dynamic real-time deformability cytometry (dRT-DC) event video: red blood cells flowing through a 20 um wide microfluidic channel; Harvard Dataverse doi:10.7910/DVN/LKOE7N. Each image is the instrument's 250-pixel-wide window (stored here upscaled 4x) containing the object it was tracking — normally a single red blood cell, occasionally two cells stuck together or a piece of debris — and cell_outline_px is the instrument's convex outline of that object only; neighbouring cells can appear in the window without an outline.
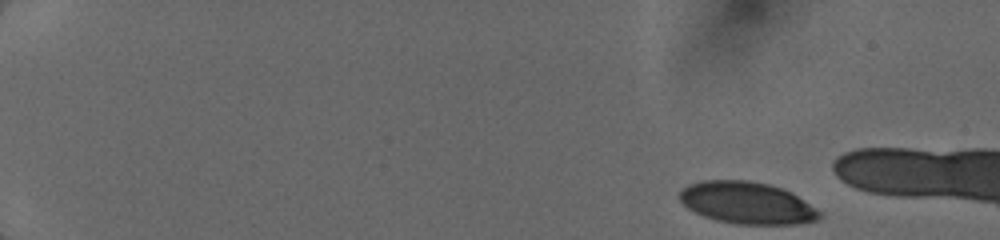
{"species": "human", "species_latin": "Homo sapiens", "temperature_condition": "cold", "stored_images_in_passage": 10, "camera_frame_rate_fps": 3000, "um_per_image_px": 0.085, "donor": {"sex": "female"}, "frame": {"image": 1, "passage_image": 1, "time_ms": 0.0, "image_size_px": [1000, 240], "cell_outline_px": [[824, 216], [816, 220], [796, 224], [736, 224], [716, 220], [704, 216], [688, 208], [680, 200], [680, 192], [688, 184], [704, 180], [748, 180], [768, 184], [780, 188], [796, 196], [820, 212]], "centroid_in_image_um": [63.47, 17.25], "position_along_channel_um": 21.5, "area_um2": 33.76}}